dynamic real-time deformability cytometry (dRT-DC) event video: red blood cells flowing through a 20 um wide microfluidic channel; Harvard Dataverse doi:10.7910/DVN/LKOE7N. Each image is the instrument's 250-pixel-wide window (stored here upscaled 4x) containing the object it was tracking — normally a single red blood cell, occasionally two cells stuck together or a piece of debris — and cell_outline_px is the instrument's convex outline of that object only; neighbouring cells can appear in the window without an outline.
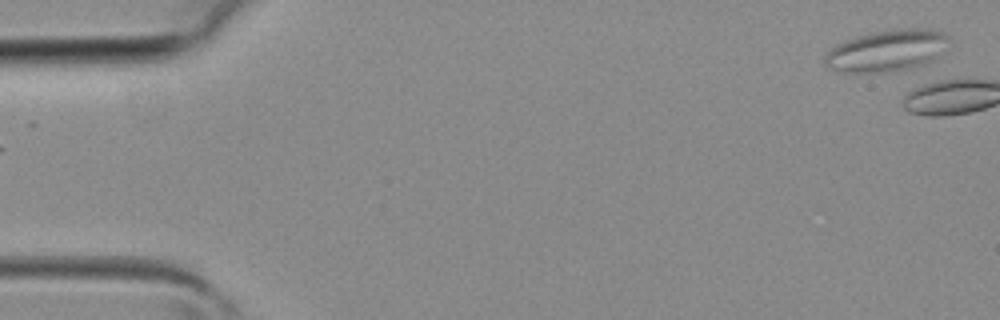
{"species": "common noctule bat (a hibernating species)", "species_latin": "Nyctalus noctula", "temperature_condition": "room temperature", "stored_images_in_passage": 3, "segment_of_instrument_passage": [2, 2], "camera_frame_rate_fps": 3000, "um_per_image_px": 0.085, "animal": {"sex": "female", "body_mass_g": 19.3, "forearm_length_mm": 54.1}, "frame": {"image": 1, "passage_image": 3, "time_ms": 0.667, "image_size_px": [1000, 320], "cell_outline_px": [[952, 40], [928, 64], [896, 72], [848, 72], [828, 68], [824, 60], [824, 56], [828, 48], [848, 40], [860, 36], [876, 32], [900, 28], [932, 28], [944, 32]], "centroid_in_image_um": [75.43, 4.31], "position_along_channel_um": 9.6, "area_um2": 30.23}}